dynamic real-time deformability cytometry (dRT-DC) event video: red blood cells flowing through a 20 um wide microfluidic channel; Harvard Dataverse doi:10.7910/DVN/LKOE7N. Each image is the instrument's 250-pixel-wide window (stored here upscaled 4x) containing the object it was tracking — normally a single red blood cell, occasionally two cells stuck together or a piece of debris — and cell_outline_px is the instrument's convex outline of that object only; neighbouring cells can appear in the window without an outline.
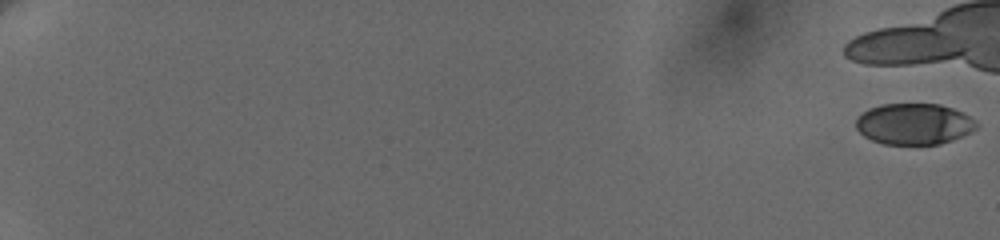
{"species": "human", "species_latin": "Homo sapiens", "temperature_condition": "cold", "stored_images_in_passage": 17, "camera_frame_rate_fps": 3000, "um_per_image_px": 0.085, "donor": {"sex": "female"}, "frame": {"image": 1, "passage_image": 1, "time_ms": 0.0, "image_size_px": [1000, 240], "cell_outline_px": [[976, 128], [972, 132], [952, 140], [940, 144], [884, 144], [872, 140], [864, 136], [856, 128], [856, 120], [868, 108], [880, 104], [940, 104], [952, 108], [968, 116], [976, 124]], "centroid_in_image_um": [77.67, 10.54], "position_along_channel_um": 7.3, "area_um2": 28.67}}